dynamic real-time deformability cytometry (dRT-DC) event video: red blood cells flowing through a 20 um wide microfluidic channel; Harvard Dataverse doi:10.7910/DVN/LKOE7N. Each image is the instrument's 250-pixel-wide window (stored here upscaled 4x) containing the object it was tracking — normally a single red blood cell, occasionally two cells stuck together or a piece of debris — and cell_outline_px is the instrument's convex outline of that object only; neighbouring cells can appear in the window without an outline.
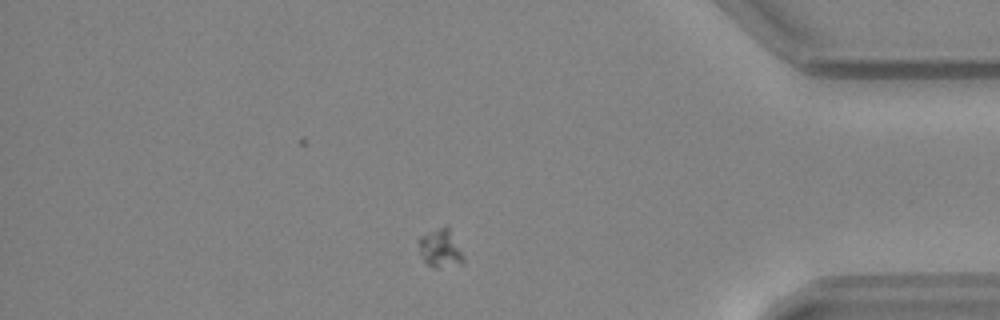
{"species": "common noctule bat (a hibernating species)", "species_latin": "Nyctalus noctula", "temperature_condition": "warm", "stored_images_in_passage": 36, "camera_frame_rate_fps": 3000, "um_per_image_px": 0.085, "animal": {"sex": "female", "body_mass_g": 24.6, "forearm_length_mm": 56.2}, "frame": {"image": 1, "passage_image": 29, "time_ms": 9.333, "image_size_px": [1000, 320], "cell_outline_px": [[464, 264], [436, 268], [428, 264], [424, 260], [420, 252], [416, 240], [420, 236], [444, 224], [448, 228], [464, 256]], "centroid_in_image_um": [37.41, 21.1], "position_along_channel_um": 397.8, "area_um2": 10.0}}